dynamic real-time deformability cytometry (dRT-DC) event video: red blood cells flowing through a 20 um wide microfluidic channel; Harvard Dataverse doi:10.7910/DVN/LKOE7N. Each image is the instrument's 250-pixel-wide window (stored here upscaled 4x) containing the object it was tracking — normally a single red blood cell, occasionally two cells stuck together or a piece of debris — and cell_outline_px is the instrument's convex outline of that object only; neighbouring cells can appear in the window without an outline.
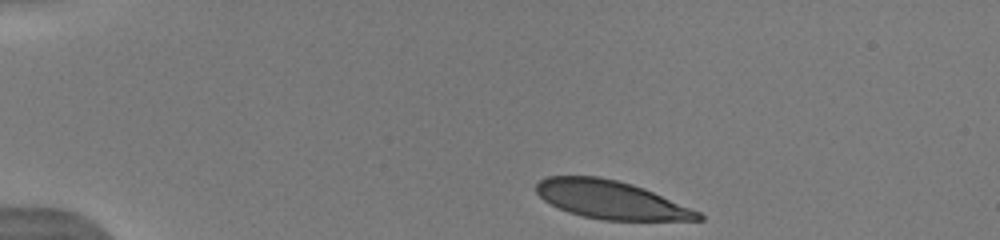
{"species": "human", "species_latin": "Homo sapiens", "temperature_condition": "warm", "stored_images_in_passage": 45, "camera_frame_rate_fps": 3000, "um_per_image_px": 0.085, "donor": {"sex": "male"}, "frame": {"image": 1, "passage_image": 1, "time_ms": 0.0, "image_size_px": [1000, 240], "cell_outline_px": [[704, 220], [604, 220], [584, 216], [568, 212], [544, 200], [536, 192], [536, 184], [540, 180], [548, 176], [600, 176], [632, 184], [644, 188], [700, 212], [704, 216]], "centroid_in_image_um": [51.93, 16.97], "position_along_channel_um": 33.1, "area_um2": 35.72}}
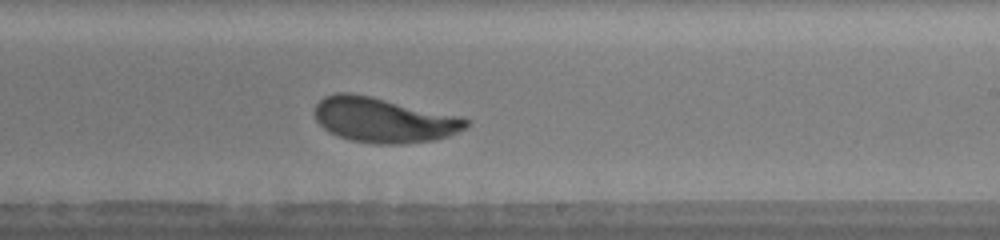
{"frame": {"image": 2, "passage_image": 24, "time_ms": 7.333, "image_size_px": [1000, 240], "cell_outline_px": [[472, 120], [464, 128], [448, 136], [432, 140], [400, 144], [376, 144], [352, 140], [328, 132], [316, 120], [316, 104], [324, 96], [336, 92], [348, 92], [368, 96], [460, 116]], "centroid_in_image_um": [32.6, 10.2], "position_along_channel_um": 256.4, "area_um2": 39.13}, "authors_computed_cell_mechanics": {"area_um2": 38.148, "velocity_mm_per_s": 4.0401, "shape_relaxation_time_tau1_ms": 2.7986, "shape_relaxation_time_tau2_ms": 0.7058, "deformation_change_tau1": 0.1906, "deformation_change_tau2": 0.0699}}